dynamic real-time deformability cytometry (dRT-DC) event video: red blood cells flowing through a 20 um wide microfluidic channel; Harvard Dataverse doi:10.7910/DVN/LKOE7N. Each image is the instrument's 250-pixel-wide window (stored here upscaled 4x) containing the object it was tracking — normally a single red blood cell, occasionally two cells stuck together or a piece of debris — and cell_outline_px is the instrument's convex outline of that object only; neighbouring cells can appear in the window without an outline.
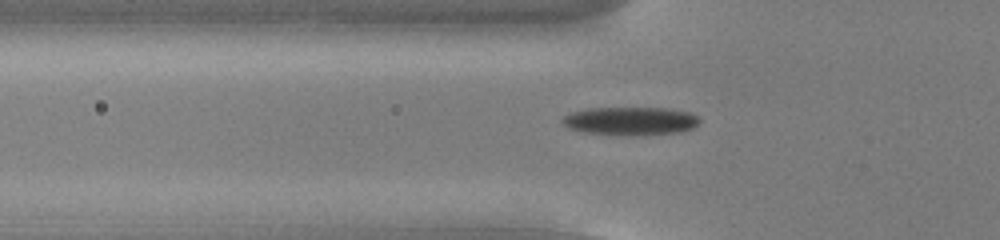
{"species": "common noctule bat (a hibernating species)", "species_latin": "Nyctalus noctula", "temperature_condition": "cold", "stored_images_in_passage": 55, "camera_frame_rate_fps": 3000, "um_per_image_px": 0.085, "animal": {"sex": "male", "body_mass_g": 13.0, "forearm_length_mm": 53.1}, "frame": {"image": 1, "passage_image": 19, "time_ms": 6.0, "image_size_px": [1000, 240], "cell_outline_px": [[700, 124], [692, 128], [680, 132], [636, 136], [584, 132], [568, 128], [560, 120], [568, 112], [588, 108], [664, 108], [688, 112], [696, 116], [700, 120]], "centroid_in_image_um": [53.56, 10.29], "position_along_channel_um": 72.2, "area_um2": 22.72}}
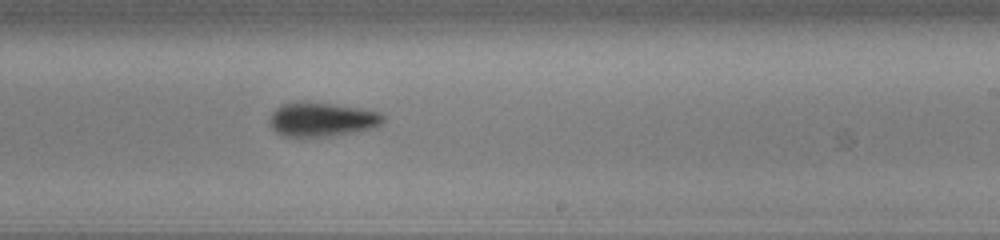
{"frame": {"image": 2, "passage_image": 34, "time_ms": 11.0, "image_size_px": [1000, 240], "cell_outline_px": [[384, 120], [376, 128], [332, 136], [300, 140], [280, 136], [272, 128], [268, 120], [272, 112], [276, 108], [284, 104], [304, 100], [360, 108], [380, 112], [384, 116]], "centroid_in_image_um": [27.3, 10.19], "position_along_channel_um": 261.7, "area_um2": 23.52}}
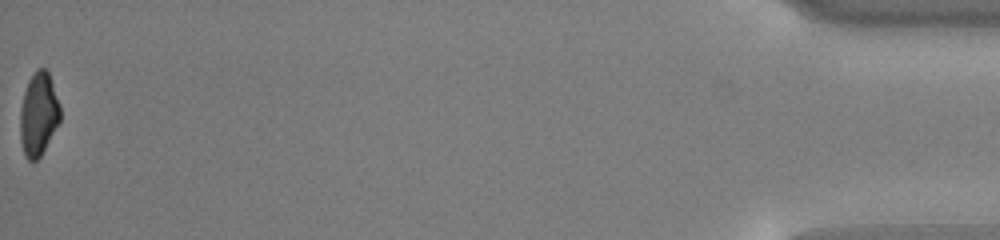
{"frame": {"image": 3, "passage_image": 55, "time_ms": 18.0, "image_size_px": [1000, 240], "cell_outline_px": [[60, 120], [40, 156], [32, 164], [28, 160], [24, 152], [20, 140], [20, 108], [24, 92], [28, 80], [36, 68], [44, 68], [48, 72], [60, 104]], "centroid_in_image_um": [3.26, 9.7], "position_along_channel_um": 431.9, "area_um2": 19.36}, "authors_computed_cell_mechanics": {"area_um2": 21.2126, "velocity_mm_per_s": 3.7947, "shape_relaxation_time_tau1_ms": 2.5658, "shape_relaxation_time_tau2_ms": 10.2978, "deformation_change_tau1": 0.1309, "deformation_change_tau2": 0.1883}}